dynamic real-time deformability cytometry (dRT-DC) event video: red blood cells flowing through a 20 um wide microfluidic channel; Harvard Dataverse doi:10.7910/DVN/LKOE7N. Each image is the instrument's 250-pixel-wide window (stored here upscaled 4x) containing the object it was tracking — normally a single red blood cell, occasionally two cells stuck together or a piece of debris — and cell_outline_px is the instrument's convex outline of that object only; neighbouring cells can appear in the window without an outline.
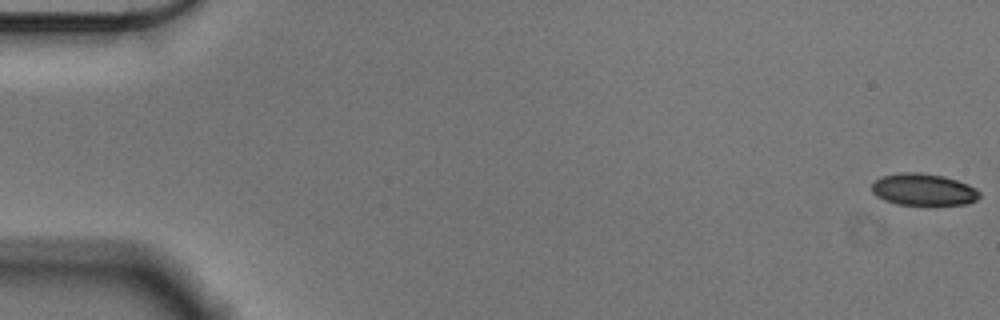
{"species": "Egyptian fruit bat (a non-hibernating species)", "species_latin": "Rousettus aegyptiacus", "temperature_condition": "cold", "stored_images_in_passage": 57, "camera_frame_rate_fps": 3000, "um_per_image_px": 0.085, "animal": {"sex": "male"}, "frame": {"image": 1, "passage_image": 1, "time_ms": 0.0, "image_size_px": [1000, 320], "cell_outline_px": [[980, 196], [976, 200], [964, 204], [896, 204], [884, 200], [876, 196], [872, 192], [872, 184], [880, 176], [904, 172], [920, 172], [944, 176], [968, 184], [976, 188], [980, 192]], "centroid_in_image_um": [78.48, 16.1], "position_along_channel_um": 6.5, "area_um2": 19.94}}
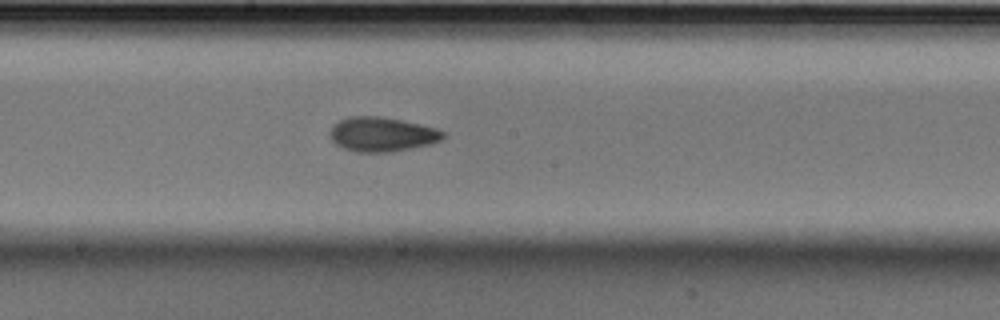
{"frame": {"image": 2, "passage_image": 31, "time_ms": 10.0, "image_size_px": [1000, 320], "cell_outline_px": [[444, 136], [440, 140], [432, 144], [392, 152], [356, 152], [344, 148], [336, 144], [332, 140], [328, 132], [332, 124], [340, 120], [352, 116], [380, 116], [400, 120], [436, 128], [444, 132]], "centroid_in_image_um": [32.43, 11.42], "position_along_channel_um": 215.8, "area_um2": 22.72}}
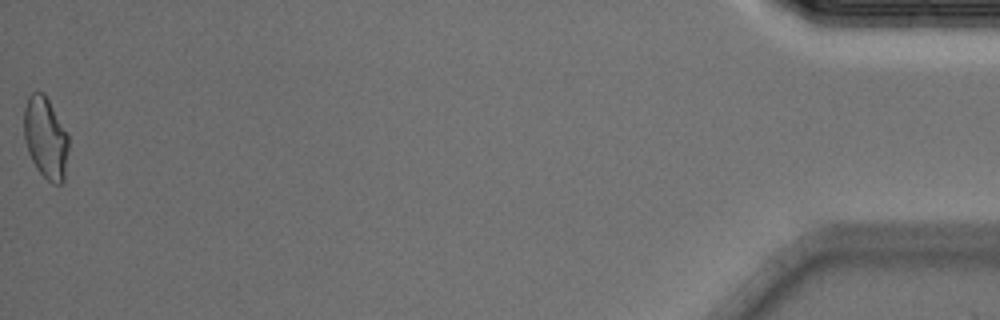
{"frame": {"image": 3, "passage_image": 57, "time_ms": 18.667, "image_size_px": [1000, 320], "cell_outline_px": [[68, 152], [64, 180], [60, 184], [52, 184], [36, 168], [28, 152], [24, 140], [24, 108], [28, 96], [32, 92], [44, 92], [68, 136]], "centroid_in_image_um": [3.86, 11.73], "position_along_channel_um": 431.3, "area_um2": 21.1}, "authors_computed_cell_mechanics": {"area_um2": 21.3282, "velocity_mm_per_s": 3.5786, "shape_relaxation_time_tau1_ms": 5.122, "shape_relaxation_time_tau2_ms": 2.7223, "deformation_change_tau1": 0.114, "deformation_change_tau2": 0.0726}}